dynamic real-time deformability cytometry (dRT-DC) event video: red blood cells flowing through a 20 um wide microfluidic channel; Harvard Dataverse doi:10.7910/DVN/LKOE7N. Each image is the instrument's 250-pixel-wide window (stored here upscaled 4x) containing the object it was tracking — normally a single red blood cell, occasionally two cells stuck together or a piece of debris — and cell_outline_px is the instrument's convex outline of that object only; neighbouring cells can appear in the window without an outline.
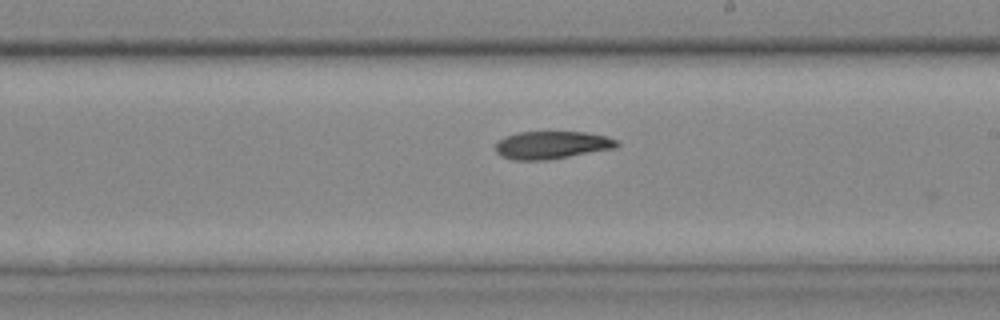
{"species": "common noctule bat (a hibernating species)", "species_latin": "Nyctalus noctula", "temperature_condition": "cold", "stored_images_in_passage": 17, "camera_frame_rate_fps": 3000, "um_per_image_px": 0.085, "animal": {"sex": "female", "body_mass_g": 25.1}, "frame": {"image": 1, "passage_image": 13, "time_ms": 4.0, "image_size_px": [1000, 320], "cell_outline_px": [[620, 144], [616, 148], [548, 160], [512, 160], [500, 156], [496, 152], [496, 140], [504, 136], [516, 132], [584, 132], [608, 136], [620, 140]], "centroid_in_image_um": [46.9, 12.32], "position_along_channel_um": 242.1, "area_um2": 20.0}}
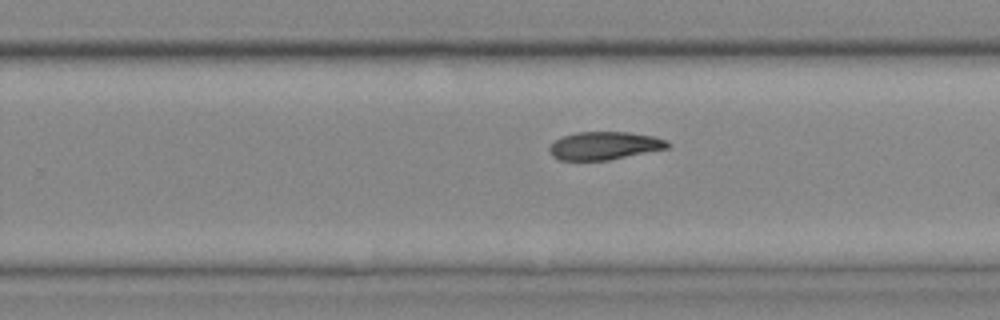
{"frame": {"image": 2, "passage_image": 16, "time_ms": 5.0, "image_size_px": [1000, 320], "cell_outline_px": [[672, 144], [668, 148], [608, 160], [560, 160], [552, 156], [548, 148], [556, 140], [564, 136], [576, 132], [628, 132], [652, 136], [668, 140]], "centroid_in_image_um": [51.4, 12.38], "position_along_channel_um": 278.4, "area_um2": 19.19}}